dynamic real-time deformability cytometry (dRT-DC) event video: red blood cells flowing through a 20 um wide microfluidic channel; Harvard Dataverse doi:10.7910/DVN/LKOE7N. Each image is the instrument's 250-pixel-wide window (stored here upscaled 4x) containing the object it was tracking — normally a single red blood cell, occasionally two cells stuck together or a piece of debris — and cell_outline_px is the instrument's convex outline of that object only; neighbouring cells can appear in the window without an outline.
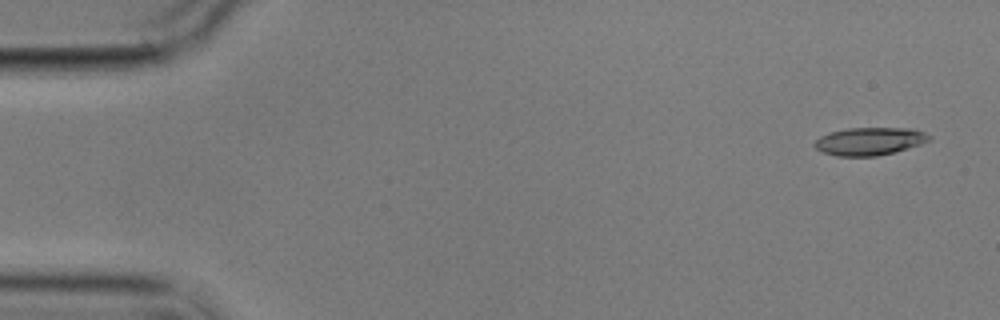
{"species": "common noctule bat (a hibernating species)", "species_latin": "Nyctalus noctula", "temperature_condition": "cold", "stored_images_in_passage": 4, "camera_frame_rate_fps": 3000, "um_per_image_px": 0.085, "animal": {"sex": "male", "body_mass_g": 17.9}, "frame": {"image": 1, "passage_image": 1, "time_ms": 0.0, "image_size_px": [1000, 320], "cell_outline_px": [[932, 140], [908, 148], [876, 156], [836, 156], [824, 152], [816, 148], [812, 144], [820, 136], [832, 132], [848, 128], [912, 128], [924, 132], [932, 136]], "centroid_in_image_um": [73.94, 12.0], "position_along_channel_um": 11.1, "area_um2": 18.5}}
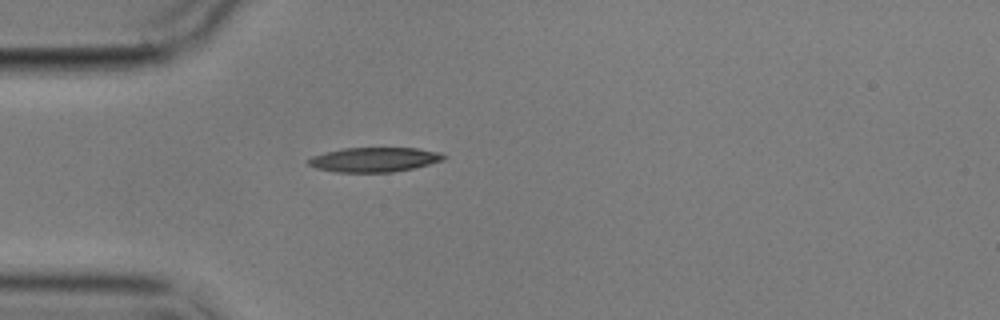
{"frame": {"image": 2, "passage_image": 4, "time_ms": 4.333, "image_size_px": [1000, 320], "cell_outline_px": [[448, 156], [444, 160], [412, 168], [392, 172], [336, 172], [316, 168], [308, 164], [308, 160], [312, 156], [324, 152], [344, 148], [416, 148], [440, 152]], "centroid_in_image_um": [31.82, 13.56], "position_along_channel_um": 53.2, "area_um2": 19.31}}